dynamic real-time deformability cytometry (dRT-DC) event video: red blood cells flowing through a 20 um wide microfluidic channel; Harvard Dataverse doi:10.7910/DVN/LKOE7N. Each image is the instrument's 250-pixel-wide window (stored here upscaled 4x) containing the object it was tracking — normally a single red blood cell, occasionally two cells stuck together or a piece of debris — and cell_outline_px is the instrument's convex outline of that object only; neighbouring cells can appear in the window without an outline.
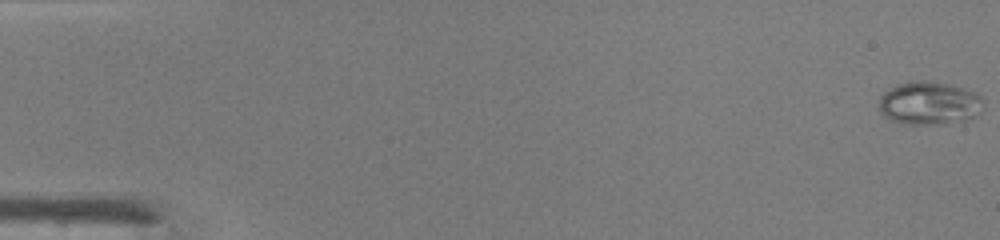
{"species": "common noctule bat (a hibernating species)", "species_latin": "Nyctalus noctula", "temperature_condition": "warm", "stored_images_in_passage": 48, "camera_frame_rate_fps": 3000, "um_per_image_px": 0.085, "animal": {"sex": "male", "body_mass_g": 19.0, "forearm_length_mm": 50.8}, "frame": {"image": 1, "passage_image": 1, "time_ms": 0.0, "image_size_px": [1000, 240], "cell_outline_px": [[984, 108], [980, 116], [964, 120], [928, 124], [908, 124], [888, 120], [880, 112], [880, 96], [888, 88], [896, 84], [908, 80], [928, 80], [948, 84], [964, 88], [976, 92], [984, 100]], "centroid_in_image_um": [79.01, 8.75], "position_along_channel_um": 6.0, "area_um2": 26.76}}
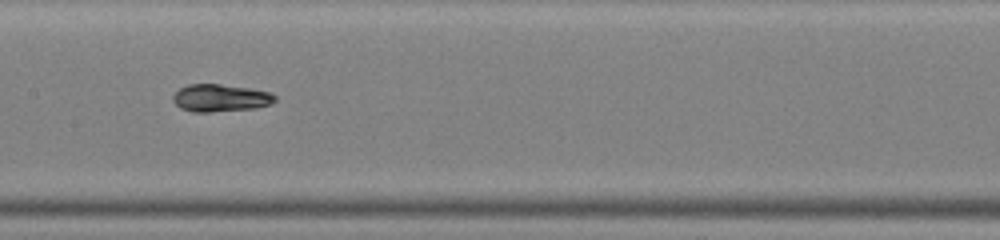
{"frame": {"image": 2, "passage_image": 25, "time_ms": 8.0, "image_size_px": [1000, 240], "cell_outline_px": [[276, 100], [272, 104], [256, 108], [208, 112], [192, 112], [180, 108], [172, 100], [172, 96], [180, 88], [188, 84], [220, 84], [248, 88], [268, 92], [276, 96]], "centroid_in_image_um": [18.72, 8.33], "position_along_channel_um": 188.7, "area_um2": 16.3}}
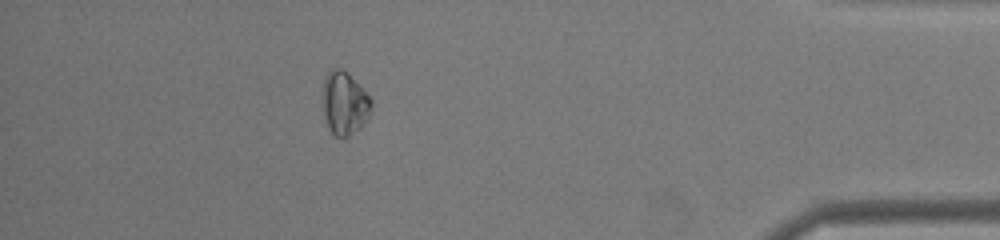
{"frame": {"image": 3, "passage_image": 43, "time_ms": 14.0, "image_size_px": [1000, 240], "cell_outline_px": [[372, 112], [360, 128], [348, 136], [336, 136], [328, 128], [324, 112], [324, 80], [328, 72], [332, 68], [340, 68], [348, 72], [372, 100]], "centroid_in_image_um": [29.31, 8.77], "position_along_channel_um": 405.9, "area_um2": 17.63}, "authors_computed_cell_mechanics": {"area_um2": 17.34, "velocity_mm_per_s": 4.3333, "shape_relaxation_time_tau1_ms": 7.8957, "shape_relaxation_time_tau2_ms": null, "deformation_change_tau1": 0.265, "deformation_change_tau2": null}}